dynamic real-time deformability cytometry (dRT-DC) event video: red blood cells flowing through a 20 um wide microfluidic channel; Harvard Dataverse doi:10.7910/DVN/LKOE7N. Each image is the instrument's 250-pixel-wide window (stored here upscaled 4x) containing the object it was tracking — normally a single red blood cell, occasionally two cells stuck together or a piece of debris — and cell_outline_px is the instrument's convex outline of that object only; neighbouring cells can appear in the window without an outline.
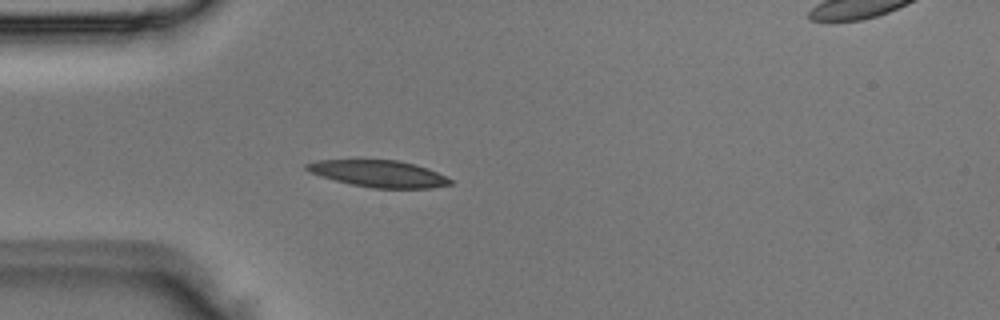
{"species": "Egyptian fruit bat (a non-hibernating species)", "species_latin": "Rousettus aegyptiacus", "temperature_condition": "room temperature", "stored_images_in_passage": 5, "camera_frame_rate_fps": 3000, "um_per_image_px": 0.085, "animal": {"sex": "male"}, "frame": {"image": 1, "passage_image": 4, "time_ms": 1.0, "image_size_px": [1000, 320], "cell_outline_px": [[452, 184], [432, 188], [372, 188], [352, 184], [320, 176], [308, 172], [304, 168], [304, 164], [320, 160], [356, 156], [400, 160], [416, 164], [428, 168], [452, 180]], "centroid_in_image_um": [32.1, 14.69], "position_along_channel_um": 52.9, "area_um2": 23.52}}